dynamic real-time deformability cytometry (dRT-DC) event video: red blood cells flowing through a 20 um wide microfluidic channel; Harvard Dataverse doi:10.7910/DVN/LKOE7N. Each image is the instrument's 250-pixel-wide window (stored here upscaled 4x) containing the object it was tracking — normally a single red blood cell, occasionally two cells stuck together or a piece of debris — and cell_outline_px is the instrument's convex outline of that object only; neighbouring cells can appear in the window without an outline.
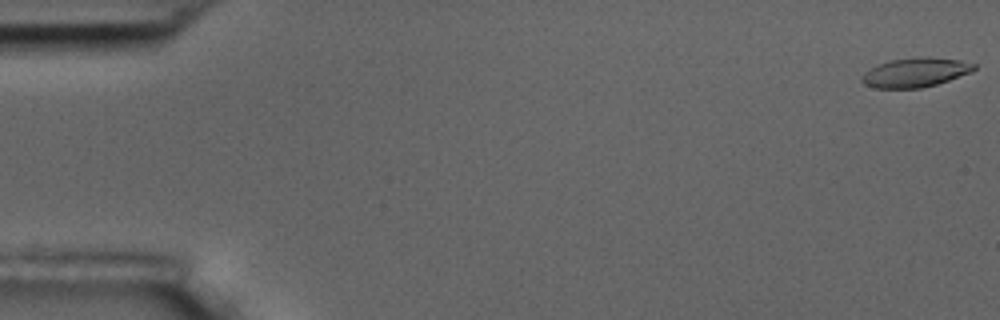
{"species": "common noctule bat (a hibernating species)", "species_latin": "Nyctalus noctula", "temperature_condition": "room temperature", "stored_images_in_passage": 56, "camera_frame_rate_fps": 3000, "um_per_image_px": 0.085, "animal": {"sex": "male", "body_mass_g": 17.5, "forearm_length_mm": 52.3}, "frame": {"image": 1, "passage_image": 1, "time_ms": 0.0, "image_size_px": [1000, 320], "cell_outline_px": [[976, 68], [972, 72], [936, 84], [920, 88], [876, 88], [864, 84], [860, 80], [860, 76], [864, 72], [880, 64], [892, 60], [924, 56], [928, 56], [960, 60], [976, 64]], "centroid_in_image_um": [77.82, 6.15], "position_along_channel_um": 7.2, "area_um2": 19.07}}
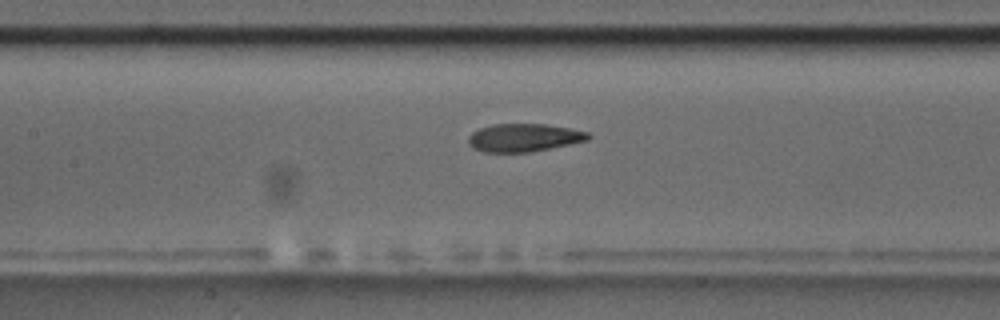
{"frame": {"image": 2, "passage_image": 26, "time_ms": 8.333, "image_size_px": [1000, 320], "cell_outline_px": [[592, 136], [588, 140], [528, 152], [484, 152], [472, 148], [468, 144], [468, 136], [472, 132], [480, 128], [492, 124], [544, 124], [568, 128], [588, 132]], "centroid_in_image_um": [44.48, 11.7], "position_along_channel_um": 162.9, "area_um2": 19.42}}
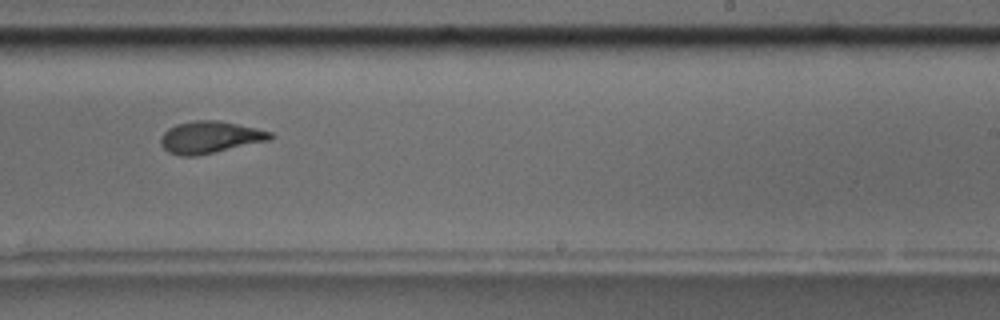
{"frame": {"image": 3, "passage_image": 35, "time_ms": 11.333, "image_size_px": [1000, 320], "cell_outline_px": [[276, 136], [272, 140], [196, 156], [180, 156], [168, 152], [160, 144], [160, 136], [168, 128], [176, 124], [192, 120], [220, 120], [256, 128], [272, 132]], "centroid_in_image_um": [17.86, 11.66], "position_along_channel_um": 271.1, "area_um2": 20.75}, "authors_computed_cell_mechanics": {"area_um2": 20.2589, "velocity_mm_per_s": 3.6243, "shape_relaxation_time_tau1_ms": 5.7436, "shape_relaxation_time_tau2_ms": 1.8645, "deformation_change_tau1": 0.1971, "deformation_change_tau2": 0.0937}}